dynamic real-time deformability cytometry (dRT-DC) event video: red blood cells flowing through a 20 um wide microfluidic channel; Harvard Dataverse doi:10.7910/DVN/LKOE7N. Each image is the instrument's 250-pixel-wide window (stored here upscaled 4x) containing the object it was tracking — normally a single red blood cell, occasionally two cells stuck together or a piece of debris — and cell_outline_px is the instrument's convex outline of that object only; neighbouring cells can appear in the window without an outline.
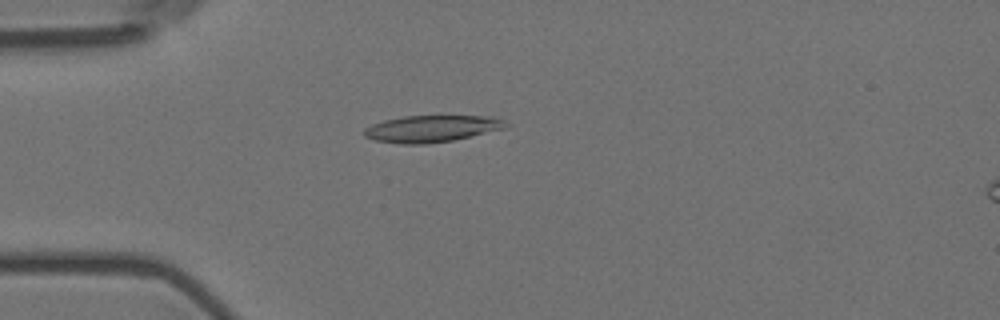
{"species": "Egyptian fruit bat (a non-hibernating species)", "species_latin": "Rousettus aegyptiacus", "temperature_condition": "room temperature", "stored_images_in_passage": 53, "camera_frame_rate_fps": 3000, "um_per_image_px": 0.085, "animal": {"sex": "female"}, "frame": {"image": 1, "passage_image": 12, "time_ms": 3.667, "image_size_px": [1000, 320], "cell_outline_px": [[508, 128], [452, 140], [424, 144], [404, 144], [376, 140], [364, 136], [364, 128], [372, 124], [384, 120], [404, 116], [496, 116], [504, 120], [508, 124]], "centroid_in_image_um": [36.73, 10.93], "position_along_channel_um": 48.3, "area_um2": 22.08}}
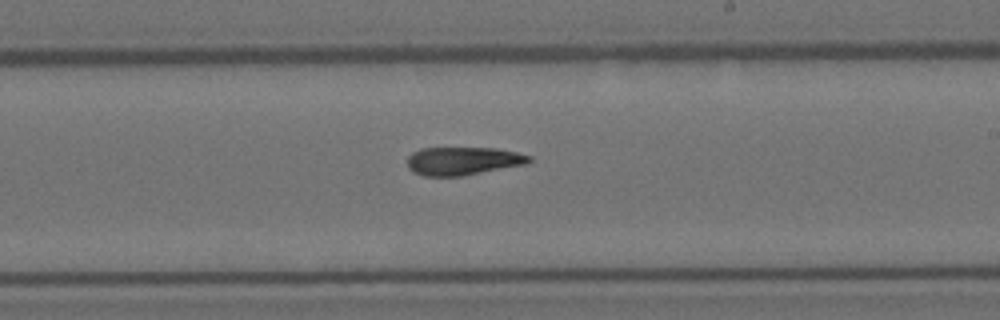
{"frame": {"image": 2, "passage_image": 30, "time_ms": 9.667, "image_size_px": [1000, 320], "cell_outline_px": [[532, 160], [524, 164], [464, 176], [424, 176], [412, 172], [408, 168], [408, 156], [412, 152], [420, 148], [496, 148], [516, 152], [532, 156]], "centroid_in_image_um": [39.32, 13.68], "position_along_channel_um": 249.7, "area_um2": 20.06}}
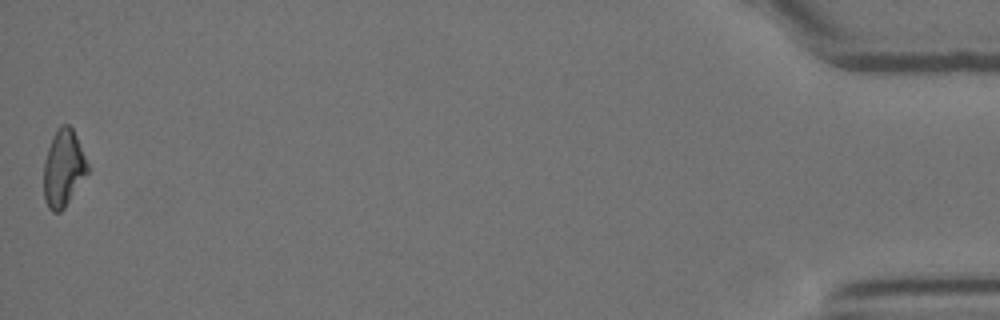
{"frame": {"image": 3, "passage_image": 53, "time_ms": 17.333, "image_size_px": [1000, 320], "cell_outline_px": [[88, 172], [64, 208], [60, 212], [52, 212], [48, 208], [44, 200], [44, 160], [52, 136], [56, 128], [60, 124], [68, 124], [72, 128], [76, 136], [88, 164]], "centroid_in_image_um": [5.37, 14.29], "position_along_channel_um": 429.8, "area_um2": 19.59}, "authors_computed_cell_mechanics": {"area_um2": 20.7502, "velocity_mm_per_s": 3.5843, "shape_relaxation_time_tau1_ms": null, "shape_relaxation_time_tau2_ms": 7.7417, "deformation_change_tau1": null, "deformation_change_tau2": 0.1926}}